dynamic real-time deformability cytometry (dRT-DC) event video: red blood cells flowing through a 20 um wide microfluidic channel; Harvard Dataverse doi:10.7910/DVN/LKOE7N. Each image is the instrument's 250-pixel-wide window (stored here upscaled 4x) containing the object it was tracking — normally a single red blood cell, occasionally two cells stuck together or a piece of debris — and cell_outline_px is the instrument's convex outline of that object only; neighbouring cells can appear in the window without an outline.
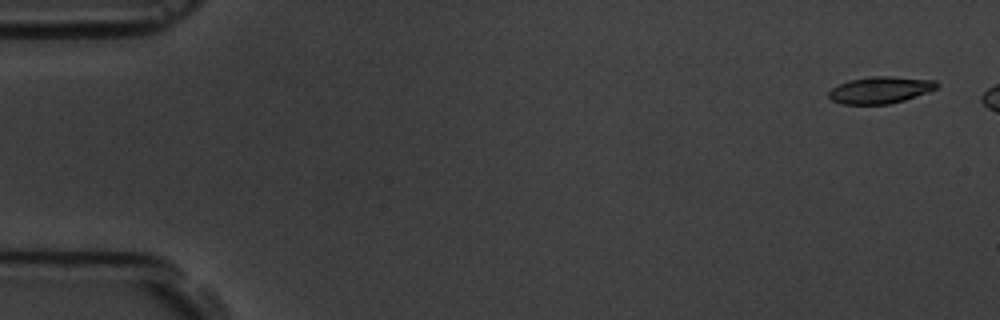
{"species": "common noctule bat (a hibernating species)", "species_latin": "Nyctalus noctula", "temperature_condition": "room temperature", "stored_images_in_passage": 9, "camera_frame_rate_fps": 3000, "um_per_image_px": 0.085, "animal": {"sex": "male", "body_mass_g": 19.5, "forearm_length_mm": 54.6}, "frame": {"image": 1, "passage_image": 1, "time_ms": 0.0, "image_size_px": [1000, 320], "cell_outline_px": [[940, 84], [936, 88], [928, 92], [904, 100], [888, 104], [840, 104], [832, 100], [828, 96], [828, 92], [832, 88], [848, 80], [868, 76], [892, 76], [936, 80]], "centroid_in_image_um": [74.82, 7.64], "position_along_channel_um": 10.2, "area_um2": 16.99}}
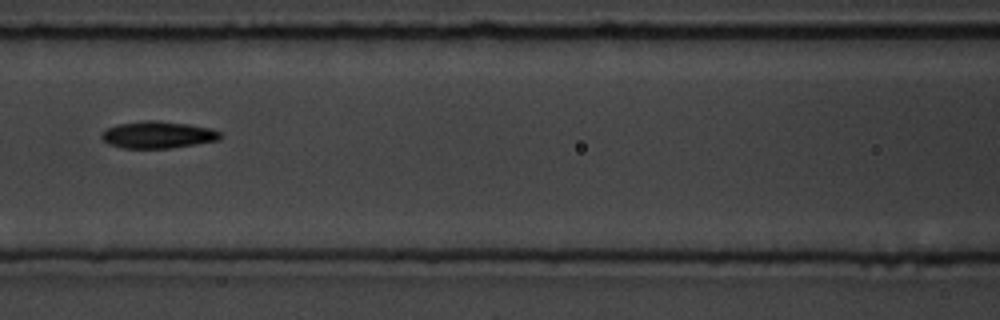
{"frame": {"image": 2, "passage_image": 7, "time_ms": 7.667, "image_size_px": [1000, 320], "cell_outline_px": [[224, 136], [220, 140], [172, 148], [120, 148], [108, 144], [100, 136], [108, 128], [116, 124], [144, 120], [156, 120], [188, 124], [212, 128], [220, 132]], "centroid_in_image_um": [13.45, 11.46], "position_along_channel_um": 153.1, "area_um2": 18.84}}
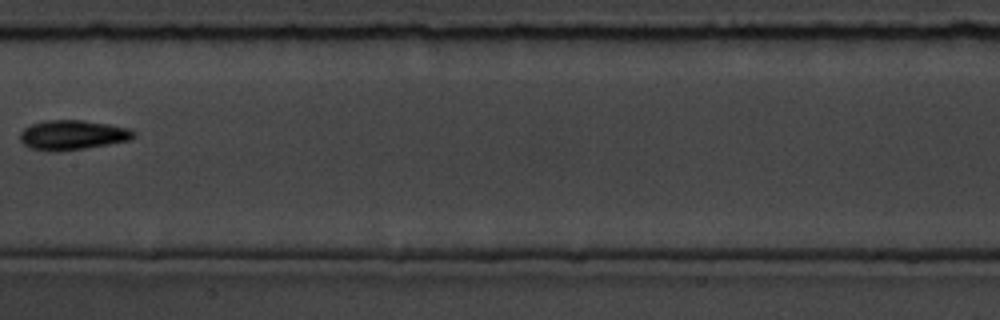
{"frame": {"image": 3, "passage_image": 8, "time_ms": 9.0, "image_size_px": [1000, 320], "cell_outline_px": [[136, 136], [132, 140], [60, 152], [52, 152], [28, 148], [20, 140], [20, 132], [28, 124], [44, 120], [84, 120], [108, 124], [128, 128], [136, 132]], "centroid_in_image_um": [6.14, 11.47], "position_along_channel_um": 201.3, "area_um2": 20.0}}